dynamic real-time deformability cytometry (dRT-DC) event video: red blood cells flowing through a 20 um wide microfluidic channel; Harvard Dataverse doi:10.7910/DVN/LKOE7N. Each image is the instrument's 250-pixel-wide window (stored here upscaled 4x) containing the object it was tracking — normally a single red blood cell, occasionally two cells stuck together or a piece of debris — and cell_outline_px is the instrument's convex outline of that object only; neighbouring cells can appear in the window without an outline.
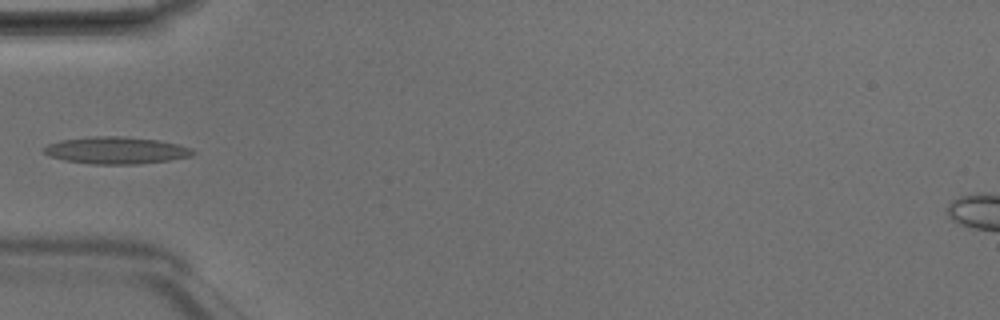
{"species": "Egyptian fruit bat (a non-hibernating species)", "species_latin": "Rousettus aegyptiacus", "temperature_condition": "room temperature", "stored_images_in_passage": 5, "camera_frame_rate_fps": 3000, "um_per_image_px": 0.085, "animal": {"sex": "male"}, "frame": {"image": 1, "passage_image": 5, "time_ms": 1.333, "image_size_px": [1000, 320], "cell_outline_px": [[196, 152], [192, 156], [168, 160], [136, 164], [92, 164], [64, 160], [48, 156], [40, 148], [48, 144], [60, 140], [96, 136], [124, 136], [156, 140], [176, 144], [192, 148]], "centroid_in_image_um": [9.83, 12.78], "position_along_channel_um": 75.2, "area_um2": 23.47}}